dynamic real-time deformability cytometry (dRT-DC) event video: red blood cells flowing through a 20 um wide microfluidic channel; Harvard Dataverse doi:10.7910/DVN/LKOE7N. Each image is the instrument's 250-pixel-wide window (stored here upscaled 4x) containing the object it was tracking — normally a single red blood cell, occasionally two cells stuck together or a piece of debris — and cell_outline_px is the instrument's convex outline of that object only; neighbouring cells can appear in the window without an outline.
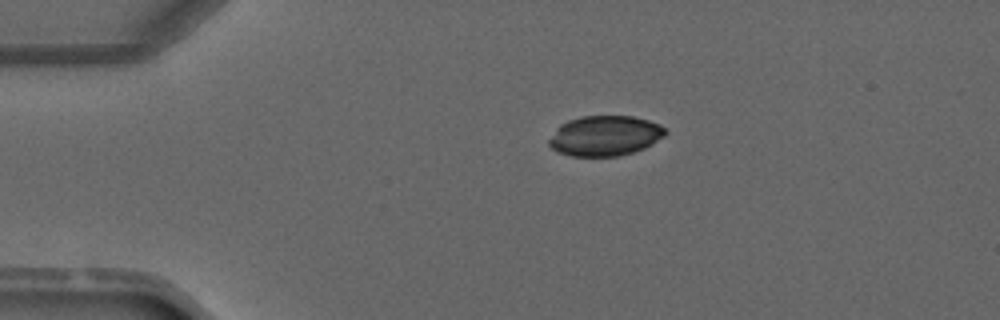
{"species": "common noctule bat (a hibernating species)", "species_latin": "Nyctalus noctula", "temperature_condition": "warm", "stored_images_in_passage": 2, "camera_frame_rate_fps": 3000, "um_per_image_px": 0.085, "animal": {"sex": "male", "forearm_length_mm": 52.5}, "frame": {"image": 1, "passage_image": 1, "time_ms": 0.0, "image_size_px": [1000, 320], "cell_outline_px": [[668, 132], [664, 136], [652, 144], [644, 148], [620, 156], [572, 156], [556, 152], [548, 144], [548, 140], [556, 128], [560, 124], [568, 120], [580, 116], [632, 116], [648, 120], [660, 124]], "centroid_in_image_um": [51.4, 11.54], "position_along_channel_um": 33.6, "area_um2": 27.4}}